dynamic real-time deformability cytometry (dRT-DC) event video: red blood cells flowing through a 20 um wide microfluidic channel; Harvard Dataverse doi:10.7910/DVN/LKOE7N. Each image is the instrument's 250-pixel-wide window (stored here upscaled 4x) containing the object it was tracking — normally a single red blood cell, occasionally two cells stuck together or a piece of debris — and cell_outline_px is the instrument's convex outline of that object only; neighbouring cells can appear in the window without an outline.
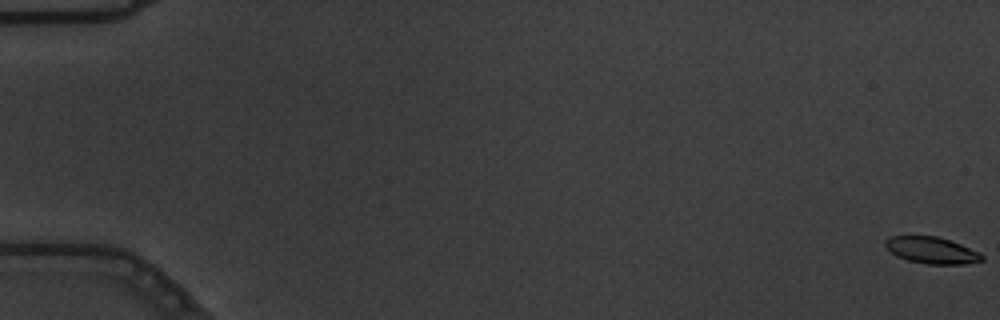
{"species": "common noctule bat (a hibernating species)", "species_latin": "Nyctalus noctula", "temperature_condition": "warm", "stored_images_in_passage": 58, "camera_frame_rate_fps": 3000, "um_per_image_px": 0.085, "animal": {"sex": "male", "body_mass_g": 19.5, "forearm_length_mm": 54.6}, "frame": {"image": 1, "passage_image": 1, "time_ms": 0.0, "image_size_px": [1000, 320], "cell_outline_px": [[984, 260], [964, 264], [928, 264], [908, 260], [896, 256], [884, 244], [884, 240], [888, 236], [936, 236], [960, 244], [980, 252], [984, 256]], "centroid_in_image_um": [79.19, 21.27], "position_along_channel_um": 5.8, "area_um2": 14.91}}
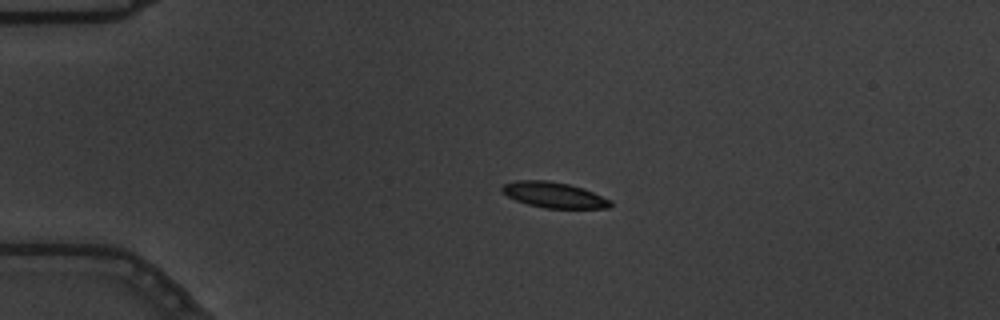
{"frame": {"image": 2, "passage_image": 15, "time_ms": 4.667, "image_size_px": [1000, 320], "cell_outline_px": [[612, 204], [608, 208], [544, 208], [528, 204], [516, 200], [508, 196], [500, 188], [504, 184], [516, 180], [548, 180], [568, 184], [584, 188], [612, 200]], "centroid_in_image_um": [47.11, 16.56], "position_along_channel_um": 37.9, "area_um2": 16.18}}
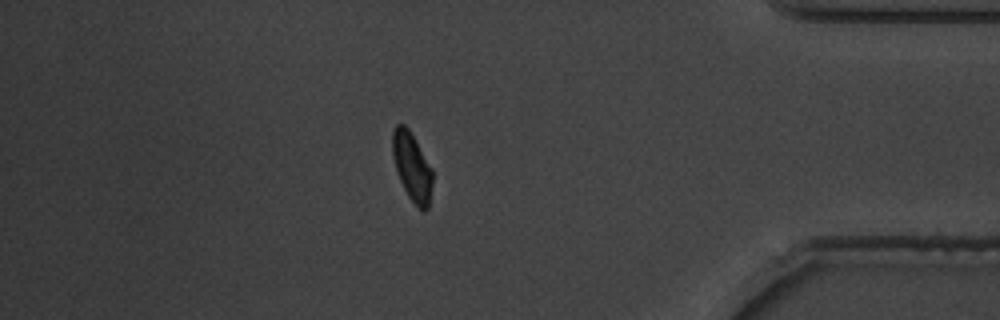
{"frame": {"image": 3, "passage_image": 51, "time_ms": 16.667, "image_size_px": [1000, 320], "cell_outline_px": [[432, 184], [428, 208], [424, 212], [408, 196], [396, 172], [392, 156], [392, 132], [396, 124], [404, 124], [408, 128], [432, 168]], "centroid_in_image_um": [35.0, 14.15], "position_along_channel_um": 400.2, "area_um2": 15.84}, "authors_computed_cell_mechanics": {"area_um2": 16.2707, "velocity_mm_per_s": 3.6414, "shape_relaxation_time_tau1_ms": 3.4543, "shape_relaxation_time_tau2_ms": 2.325, "deformation_change_tau1": 0.1591, "deformation_change_tau2": 0.0462}}